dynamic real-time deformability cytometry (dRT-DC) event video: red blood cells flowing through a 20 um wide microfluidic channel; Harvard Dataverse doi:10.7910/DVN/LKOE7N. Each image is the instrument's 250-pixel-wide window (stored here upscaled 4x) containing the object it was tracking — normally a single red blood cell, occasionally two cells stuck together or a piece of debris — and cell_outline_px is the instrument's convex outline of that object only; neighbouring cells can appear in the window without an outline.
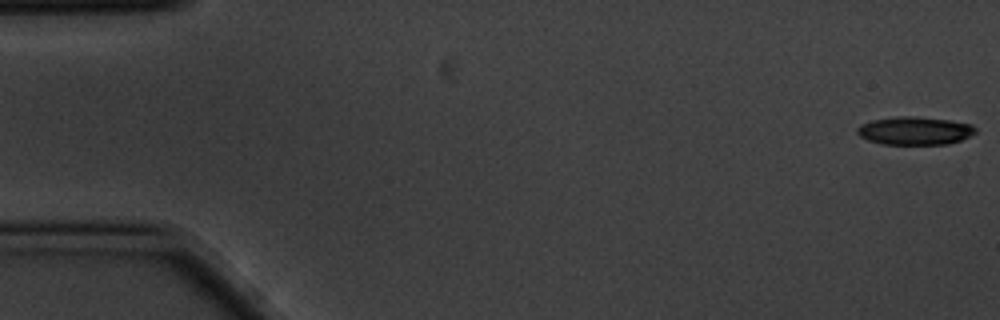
{"species": "common noctule bat (a hibernating species)", "species_latin": "Nyctalus noctula", "temperature_condition": "cold", "stored_images_in_passage": 3, "camera_frame_rate_fps": 3000, "um_per_image_px": 0.085, "animal": {"sex": "male", "body_mass_g": 20.1, "forearm_length_mm": 53.5}, "frame": {"image": 1, "passage_image": 1, "time_ms": 0.0, "image_size_px": [1000, 320], "cell_outline_px": [[976, 132], [960, 140], [948, 144], [884, 144], [868, 140], [860, 136], [856, 132], [856, 128], [860, 124], [872, 120], [896, 116], [912, 116], [948, 120], [972, 124], [976, 128]], "centroid_in_image_um": [77.73, 11.11], "position_along_channel_um": 7.3, "area_um2": 19.31}}